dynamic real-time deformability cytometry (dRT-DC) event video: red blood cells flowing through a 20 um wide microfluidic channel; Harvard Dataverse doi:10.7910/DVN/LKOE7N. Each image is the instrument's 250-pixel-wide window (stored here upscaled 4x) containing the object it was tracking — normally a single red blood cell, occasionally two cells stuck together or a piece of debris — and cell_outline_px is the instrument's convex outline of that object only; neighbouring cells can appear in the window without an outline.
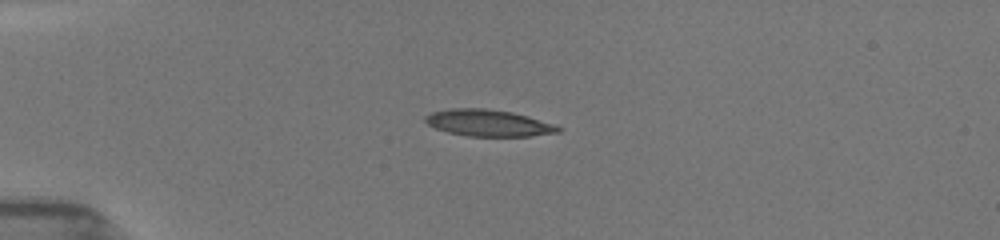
{"species": "common noctule bat (a hibernating species)", "species_latin": "Nyctalus noctula", "temperature_condition": "room temperature", "stored_images_in_passage": 15, "camera_frame_rate_fps": 3000, "um_per_image_px": 0.085, "animal": {"sex": "female", "body_mass_g": 19.5, "forearm_length_mm": 54.1}, "frame": {"image": 1, "passage_image": 1, "time_ms": 0.0, "image_size_px": [1000, 240], "cell_outline_px": [[564, 128], [560, 132], [532, 136], [468, 136], [448, 132], [436, 128], [428, 124], [424, 120], [424, 116], [432, 112], [452, 108], [484, 108], [512, 112], [528, 116], [556, 124]], "centroid_in_image_um": [41.56, 10.45], "position_along_channel_um": 43.4, "area_um2": 20.75}}
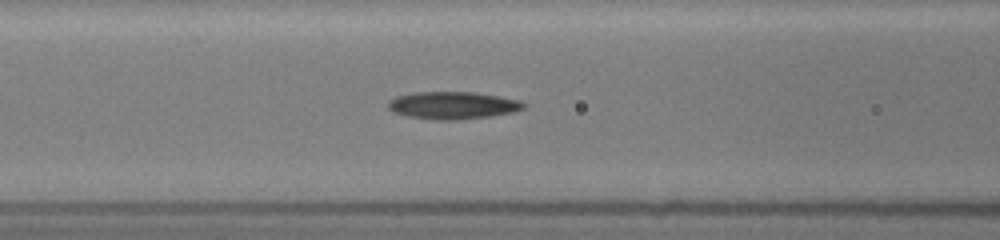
{"frame": {"image": 2, "passage_image": 8, "time_ms": 3.0, "image_size_px": [1000, 240], "cell_outline_px": [[528, 104], [524, 108], [512, 112], [488, 116], [456, 120], [436, 120], [408, 116], [392, 112], [388, 108], [388, 100], [396, 96], [412, 92], [476, 92], [520, 100]], "centroid_in_image_um": [38.46, 8.94], "position_along_channel_um": 128.1, "area_um2": 21.73}}
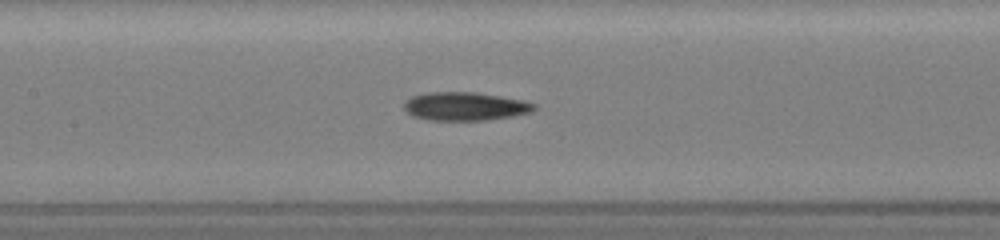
{"frame": {"image": 3, "passage_image": 12, "time_ms": 4.0, "image_size_px": [1000, 240], "cell_outline_px": [[536, 108], [532, 112], [512, 116], [484, 120], [428, 120], [412, 116], [404, 108], [404, 100], [412, 96], [424, 92], [476, 92], [524, 100], [536, 104]], "centroid_in_image_um": [39.52, 9.03], "position_along_channel_um": 167.9, "area_um2": 21.68}}